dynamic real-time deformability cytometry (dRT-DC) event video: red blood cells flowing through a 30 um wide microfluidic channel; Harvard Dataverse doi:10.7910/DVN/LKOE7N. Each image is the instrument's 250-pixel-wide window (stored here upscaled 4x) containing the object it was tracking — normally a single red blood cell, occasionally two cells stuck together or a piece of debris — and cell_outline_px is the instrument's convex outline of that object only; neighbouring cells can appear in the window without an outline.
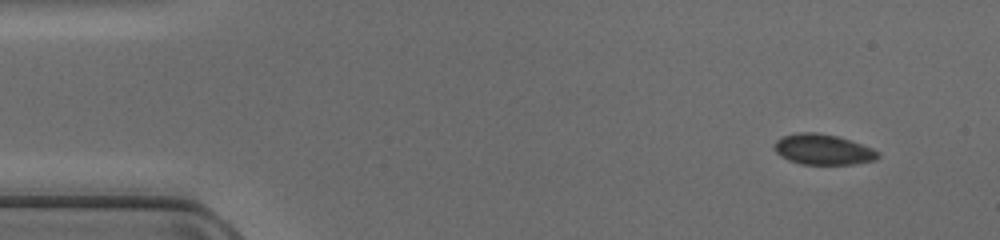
{"species": "common noctule bat (a hibernating species)", "species_latin": "Nyctalus noctula", "temperature_condition": "cold", "stored_images_in_passage": 12, "camera_frame_rate_fps": 3000, "um_per_image_px": 0.085, "animal": {"sex": "female", "body_mass_g": 17.0, "forearm_length_mm": 48.0}, "frame": {"image": 1, "passage_image": 3, "time_ms": 0.667, "image_size_px": [1000, 240], "cell_outline_px": [[880, 156], [876, 160], [856, 164], [800, 164], [788, 160], [780, 156], [772, 148], [776, 140], [784, 136], [800, 132], [816, 132], [840, 136], [872, 148], [880, 152]], "centroid_in_image_um": [69.96, 12.7], "position_along_channel_um": 15.0, "area_um2": 18.67}}